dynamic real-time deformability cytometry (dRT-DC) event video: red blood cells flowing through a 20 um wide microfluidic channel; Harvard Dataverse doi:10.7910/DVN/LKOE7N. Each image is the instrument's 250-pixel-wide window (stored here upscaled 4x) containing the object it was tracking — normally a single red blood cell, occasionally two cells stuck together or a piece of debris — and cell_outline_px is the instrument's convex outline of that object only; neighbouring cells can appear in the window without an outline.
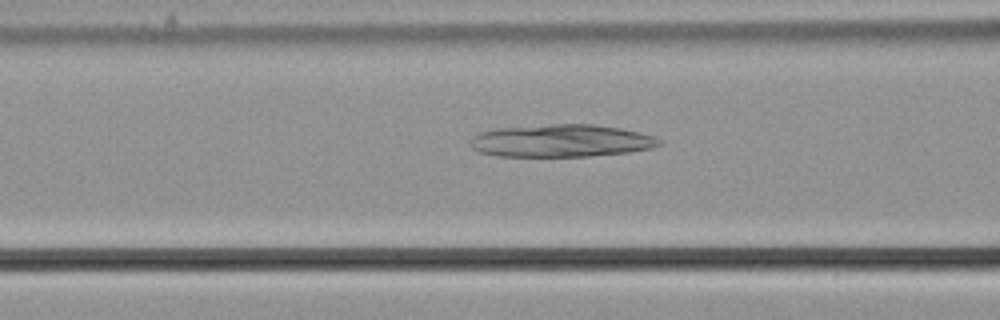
{"species": "common noctule bat (a hibernating species)", "species_latin": "Nyctalus noctula", "temperature_condition": "cold", "stored_images_in_passage": 36, "camera_frame_rate_fps": 3000, "um_per_image_px": 0.085, "animal": {"sex": "male", "body_mass_g": 21.5, "forearm_length_mm": 52.0}, "frame": {"image": 1, "passage_image": 22, "time_ms": 7.0, "image_size_px": [1000, 320], "cell_outline_px": [[664, 144], [652, 148], [628, 152], [592, 156], [496, 156], [480, 152], [472, 148], [468, 144], [468, 140], [472, 136], [480, 132], [496, 128], [552, 124], [592, 124], [620, 128], [640, 132], [656, 136]], "centroid_in_image_um": [47.7, 11.96], "position_along_channel_um": 118.9, "area_um2": 36.18}}
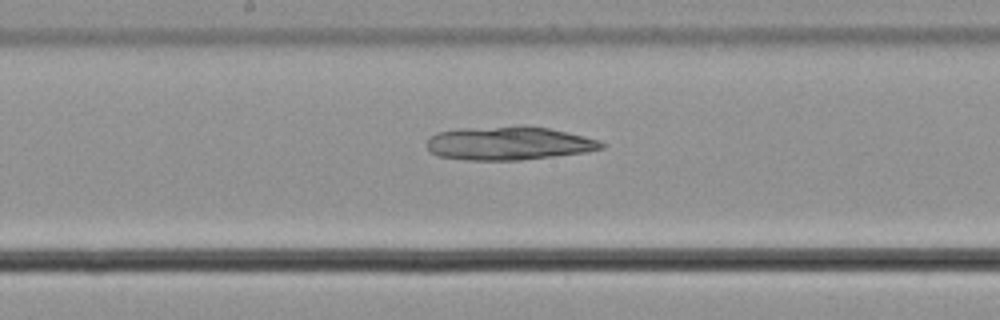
{"frame": {"image": 2, "passage_image": 29, "time_ms": 9.333, "image_size_px": [1000, 320], "cell_outline_px": [[604, 148], [584, 152], [520, 160], [464, 160], [436, 156], [424, 144], [428, 136], [436, 132], [456, 128], [516, 124], [524, 124], [548, 128], [584, 136], [600, 140], [604, 144]], "centroid_in_image_um": [43.15, 12.15], "position_along_channel_um": 205.0, "area_um2": 34.91}}
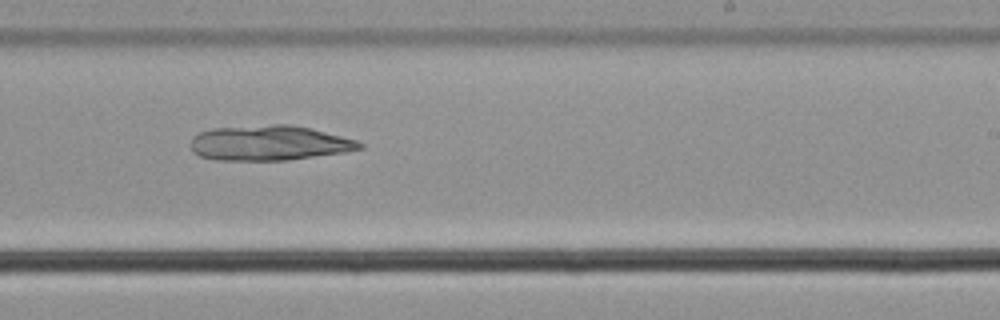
{"frame": {"image": 3, "passage_image": 34, "time_ms": 11.0, "image_size_px": [1000, 320], "cell_outline_px": [[364, 148], [344, 152], [288, 160], [216, 160], [200, 156], [192, 152], [192, 136], [200, 132], [212, 128], [272, 124], [292, 124], [312, 128], [356, 140], [364, 144]], "centroid_in_image_um": [22.89, 12.15], "position_along_channel_um": 266.1, "area_um2": 34.62}}